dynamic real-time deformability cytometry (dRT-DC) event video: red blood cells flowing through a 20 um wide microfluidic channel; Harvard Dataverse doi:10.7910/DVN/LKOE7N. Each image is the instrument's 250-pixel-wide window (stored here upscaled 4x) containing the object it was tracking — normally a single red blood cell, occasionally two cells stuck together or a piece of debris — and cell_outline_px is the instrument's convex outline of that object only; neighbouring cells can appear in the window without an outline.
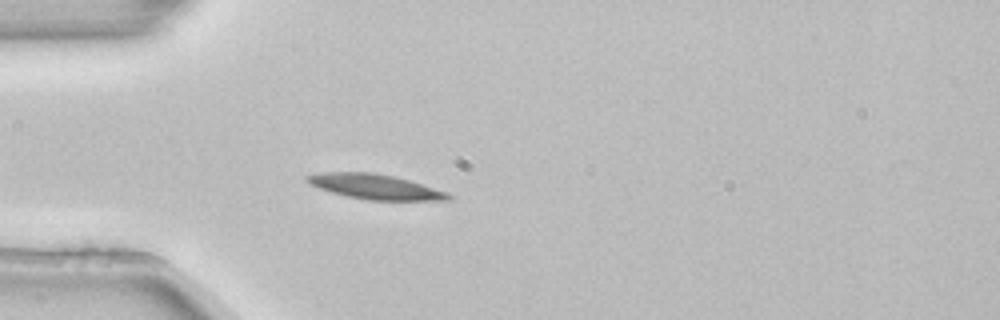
{"species": "common noctule bat (a hibernating species)", "species_latin": "Nyctalus noctula", "temperature_condition": "room temperature", "stored_images_in_passage": 4, "camera_frame_rate_fps": 3000, "um_per_image_px": 0.085, "animal": {"sex": "female", "body_mass_g": 22.7, "forearm_length_mm": 54.2}, "frame": {"image": 1, "passage_image": 4, "time_ms": 1.0, "image_size_px": [1000, 320], "cell_outline_px": [[452, 200], [368, 200], [348, 196], [332, 192], [320, 188], [304, 180], [304, 176], [324, 172], [372, 172], [392, 176], [408, 180], [448, 192], [452, 196]], "centroid_in_image_um": [31.9, 15.87], "position_along_channel_um": 53.1, "area_um2": 20.29}}